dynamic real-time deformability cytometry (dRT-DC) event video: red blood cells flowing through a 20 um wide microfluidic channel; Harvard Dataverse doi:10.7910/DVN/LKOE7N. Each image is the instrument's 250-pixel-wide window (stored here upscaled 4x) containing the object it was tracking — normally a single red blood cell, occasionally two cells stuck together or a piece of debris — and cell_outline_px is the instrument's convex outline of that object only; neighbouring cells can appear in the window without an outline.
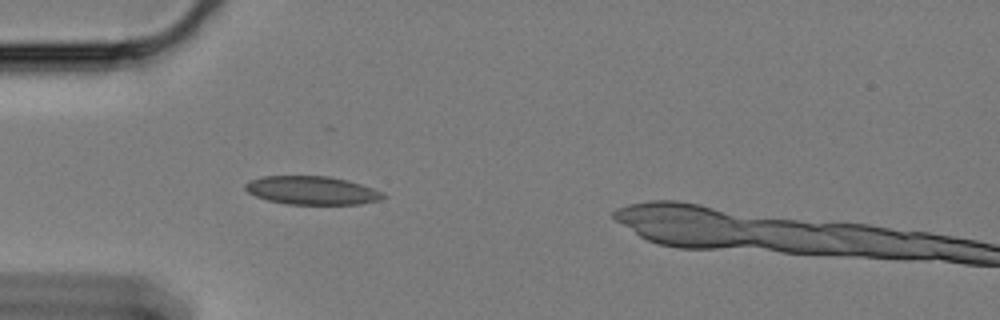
{"species": "Egyptian fruit bat (a non-hibernating species)", "species_latin": "Rousettus aegyptiacus", "temperature_condition": "cold", "stored_images_in_passage": 37, "camera_frame_rate_fps": 3000, "um_per_image_px": 0.085, "animal": {"sex": "female"}, "frame": {"image": 1, "passage_image": 1, "time_ms": 0.0, "image_size_px": [1000, 320], "cell_outline_px": [[388, 196], [380, 200], [360, 204], [288, 204], [268, 200], [256, 196], [248, 192], [244, 188], [244, 184], [252, 180], [264, 176], [328, 176], [348, 180], [372, 188]], "centroid_in_image_um": [26.52, 16.18], "position_along_channel_um": 58.5, "area_um2": 22.66}}
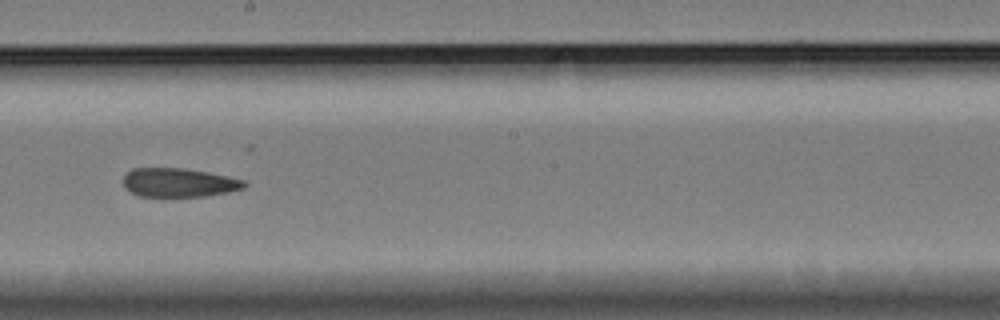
{"frame": {"image": 2, "passage_image": 17, "time_ms": 5.333, "image_size_px": [1000, 320], "cell_outline_px": [[248, 184], [244, 188], [228, 192], [208, 196], [140, 196], [124, 188], [124, 176], [132, 168], [184, 168], [208, 172], [228, 176], [244, 180]], "centroid_in_image_um": [15.23, 15.51], "position_along_channel_um": 233.0, "area_um2": 20.35}}
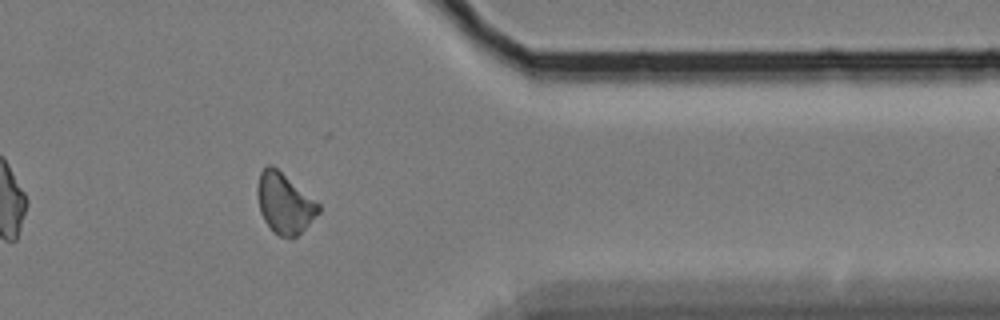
{"frame": {"image": 3, "passage_image": 32, "time_ms": 10.333, "image_size_px": [1000, 320], "cell_outline_px": [[320, 212], [296, 236], [280, 236], [272, 232], [264, 220], [260, 212], [256, 192], [256, 188], [260, 172], [268, 164], [272, 164], [320, 204]], "centroid_in_image_um": [24.15, 17.26], "position_along_channel_um": 387.2, "area_um2": 21.33}}